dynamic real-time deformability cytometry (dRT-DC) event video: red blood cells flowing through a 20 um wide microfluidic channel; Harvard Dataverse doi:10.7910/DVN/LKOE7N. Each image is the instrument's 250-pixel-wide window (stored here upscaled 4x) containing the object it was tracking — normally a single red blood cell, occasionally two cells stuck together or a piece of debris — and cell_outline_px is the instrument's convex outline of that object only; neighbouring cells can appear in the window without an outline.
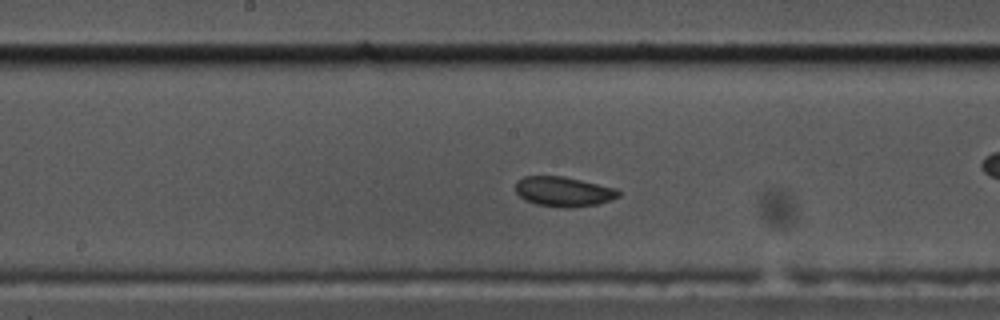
{"species": "common noctule bat (a hibernating species)", "species_latin": "Nyctalus noctula", "temperature_condition": "cold", "stored_images_in_passage": 42, "camera_frame_rate_fps": 3000, "um_per_image_px": 0.085, "animal": {"sex": "male", "body_mass_g": 17.5, "forearm_length_mm": 52.3}, "frame": {"image": 1, "passage_image": 24, "time_ms": 7.667, "image_size_px": [1000, 320], "cell_outline_px": [[620, 196], [612, 200], [596, 204], [568, 208], [536, 204], [524, 200], [516, 192], [516, 180], [524, 176], [564, 176], [616, 188], [620, 192]], "centroid_in_image_um": [47.9, 16.28], "position_along_channel_um": 200.3, "area_um2": 17.92}, "authors_computed_cell_mechanics": {"area_um2": 17.9758, "velocity_mm_per_s": 3.4274, "shape_relaxation_time_tau1_ms": 1.8415, "shape_relaxation_time_tau2_ms": 3.1746, "deformation_change_tau1": 0.066, "deformation_change_tau2": 0.0756}}